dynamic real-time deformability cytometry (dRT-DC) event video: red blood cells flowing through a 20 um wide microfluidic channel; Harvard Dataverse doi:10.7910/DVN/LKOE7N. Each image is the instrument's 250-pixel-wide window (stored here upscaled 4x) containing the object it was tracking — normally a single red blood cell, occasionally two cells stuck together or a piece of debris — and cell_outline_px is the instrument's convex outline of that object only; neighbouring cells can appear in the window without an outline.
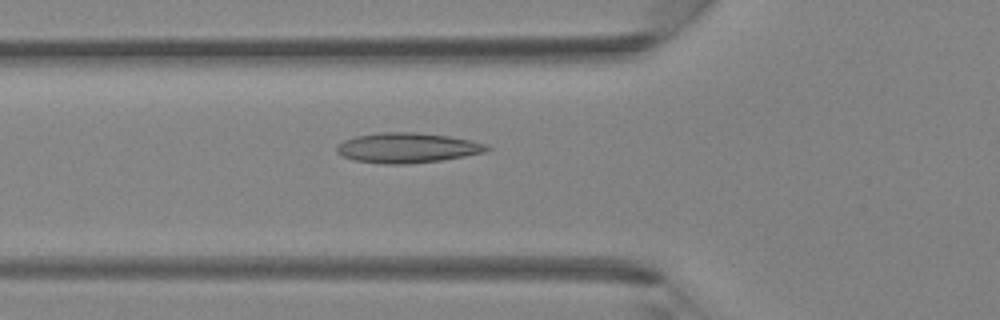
{"species": "Egyptian fruit bat (a non-hibernating species)", "species_latin": "Rousettus aegyptiacus", "temperature_condition": "room temperature", "stored_images_in_passage": 41, "camera_frame_rate_fps": 3000, "um_per_image_px": 0.085, "animal": {"sex": "female"}, "frame": {"image": 1, "passage_image": 15, "time_ms": 4.667, "image_size_px": [1000, 320], "cell_outline_px": [[492, 148], [484, 152], [464, 156], [440, 160], [408, 164], [384, 164], [352, 160], [340, 156], [336, 152], [336, 148], [344, 140], [356, 136], [384, 132], [412, 132], [448, 136], [472, 140], [484, 144]], "centroid_in_image_um": [34.59, 12.57], "position_along_channel_um": 91.2, "area_um2": 26.18}}
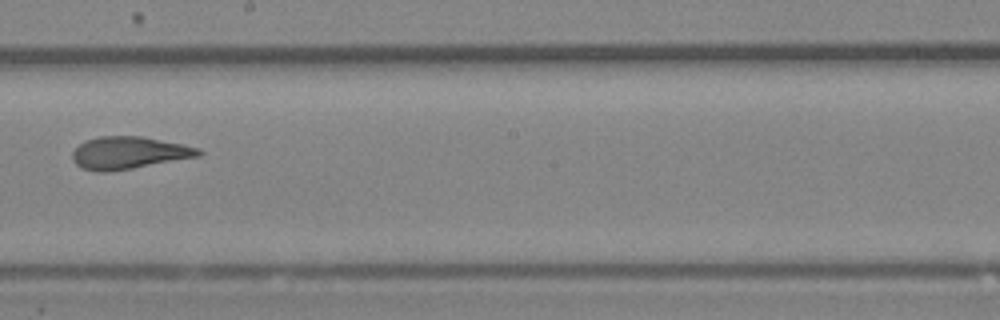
{"frame": {"image": 2, "passage_image": 24, "time_ms": 7.667, "image_size_px": [1000, 320], "cell_outline_px": [[204, 152], [200, 156], [132, 168], [108, 172], [96, 172], [80, 168], [72, 160], [72, 152], [84, 140], [100, 136], [140, 136], [200, 148]], "centroid_in_image_um": [10.91, 13.0], "position_along_channel_um": 237.3, "area_um2": 23.76}}
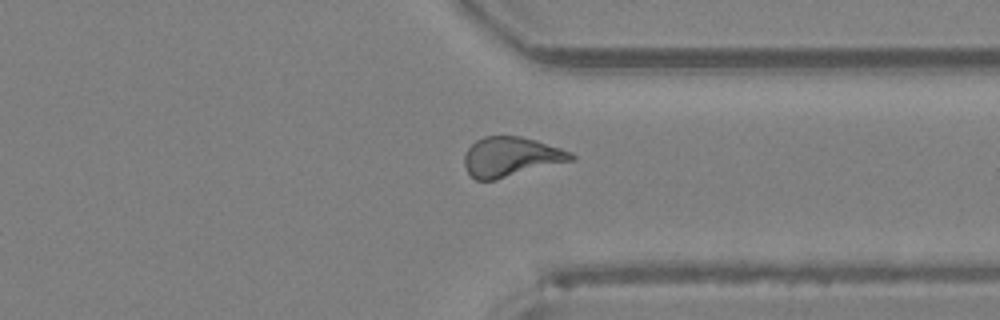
{"frame": {"image": 3, "passage_image": 32, "time_ms": 10.333, "image_size_px": [1000, 320], "cell_outline_px": [[576, 160], [496, 180], [476, 180], [468, 172], [464, 164], [464, 156], [468, 148], [476, 140], [484, 136], [520, 136], [536, 140], [572, 152], [576, 156]], "centroid_in_image_um": [43.46, 13.34], "position_along_channel_um": 367.9, "area_um2": 24.85}}